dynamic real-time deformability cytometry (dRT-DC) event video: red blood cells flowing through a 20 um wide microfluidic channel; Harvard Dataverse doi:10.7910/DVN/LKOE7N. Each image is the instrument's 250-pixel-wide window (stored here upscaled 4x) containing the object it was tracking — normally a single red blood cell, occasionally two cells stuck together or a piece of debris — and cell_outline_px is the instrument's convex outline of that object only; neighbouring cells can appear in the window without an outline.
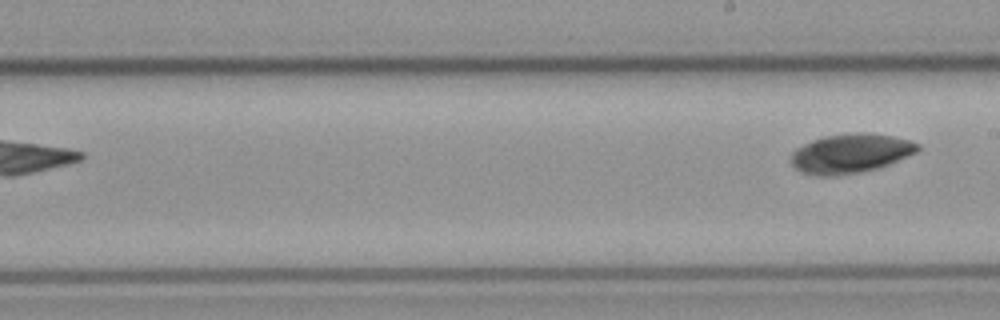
{"species": "common noctule bat (a hibernating species)", "species_latin": "Nyctalus noctula", "temperature_condition": "cold", "stored_images_in_passage": 6, "camera_frame_rate_fps": 3000, "um_per_image_px": 0.085, "animal": {"sex": "male", "body_mass_g": 23.1, "forearm_length_mm": 52.7}, "frame": {"image": 1, "passage_image": 6, "time_ms": 6.0, "image_size_px": [1000, 320], "cell_outline_px": [[920, 148], [916, 152], [880, 168], [860, 172], [832, 176], [820, 176], [804, 172], [796, 168], [792, 164], [792, 152], [796, 148], [812, 140], [824, 136], [856, 132], [864, 132], [892, 136], [908, 140], [920, 144]], "centroid_in_image_um": [72.31, 13.03], "position_along_channel_um": 216.7, "area_um2": 28.78}}